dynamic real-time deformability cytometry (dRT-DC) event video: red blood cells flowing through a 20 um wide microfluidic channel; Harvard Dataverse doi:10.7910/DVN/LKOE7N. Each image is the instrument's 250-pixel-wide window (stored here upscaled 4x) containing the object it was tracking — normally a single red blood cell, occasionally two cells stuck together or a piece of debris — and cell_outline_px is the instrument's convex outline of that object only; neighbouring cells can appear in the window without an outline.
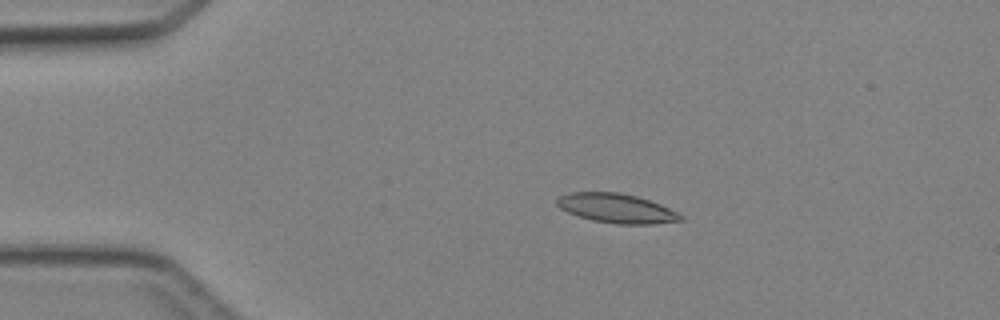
{"species": "Egyptian fruit bat (a non-hibernating species)", "species_latin": "Rousettus aegyptiacus", "temperature_condition": "cold", "stored_images_in_passage": 3, "camera_frame_rate_fps": 3000, "um_per_image_px": 0.085, "animal": {"sex": "female"}, "frame": {"image": 1, "passage_image": 2, "time_ms": 1.333, "image_size_px": [1000, 320], "cell_outline_px": [[684, 220], [652, 224], [616, 224], [592, 220], [568, 212], [560, 208], [556, 204], [556, 200], [560, 196], [568, 192], [620, 192], [636, 196], [660, 204], [684, 216]], "centroid_in_image_um": [52.4, 17.7], "position_along_channel_um": 32.6, "area_um2": 21.04}}